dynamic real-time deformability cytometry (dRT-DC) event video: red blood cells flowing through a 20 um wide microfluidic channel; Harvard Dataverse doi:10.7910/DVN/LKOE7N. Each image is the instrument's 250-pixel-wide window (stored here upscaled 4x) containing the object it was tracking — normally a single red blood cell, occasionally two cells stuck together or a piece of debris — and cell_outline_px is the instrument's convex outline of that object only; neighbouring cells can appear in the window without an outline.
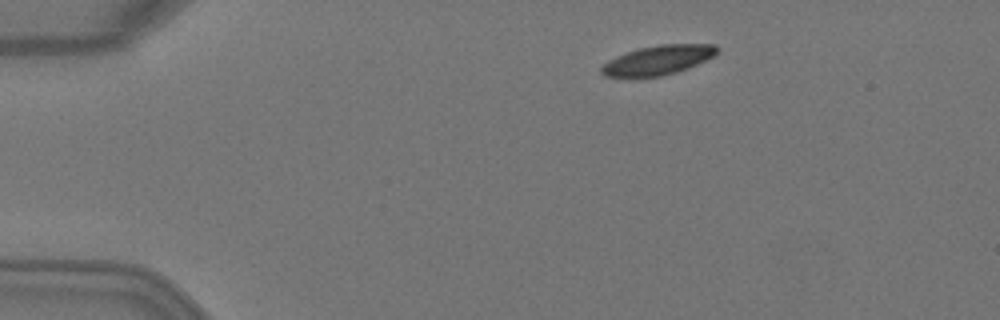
{"species": "Egyptian fruit bat (a non-hibernating species)", "species_latin": "Rousettus aegyptiacus", "temperature_condition": "warm", "stored_images_in_passage": 5, "camera_frame_rate_fps": 3000, "um_per_image_px": 0.085, "animal": {"sex": "female"}, "frame": {"image": 1, "passage_image": 2, "time_ms": 0.333, "image_size_px": [1000, 320], "cell_outline_px": [[720, 48], [712, 56], [688, 68], [676, 72], [660, 76], [628, 80], [604, 76], [600, 72], [600, 68], [608, 60], [616, 56], [640, 48], [660, 44], [716, 44]], "centroid_in_image_um": [55.84, 5.15], "position_along_channel_um": 29.2, "area_um2": 20.23}}
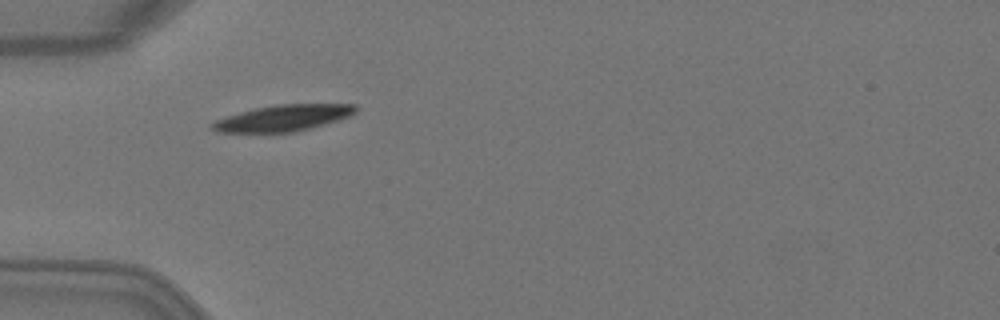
{"frame": {"image": 2, "passage_image": 4, "time_ms": 1.0, "image_size_px": [1000, 320], "cell_outline_px": [[356, 112], [348, 116], [336, 120], [308, 128], [292, 132], [220, 132], [212, 128], [208, 124], [216, 120], [240, 112], [256, 108], [276, 104], [356, 104]], "centroid_in_image_um": [24.04, 10.02], "position_along_channel_um": 61.0, "area_um2": 21.44}}